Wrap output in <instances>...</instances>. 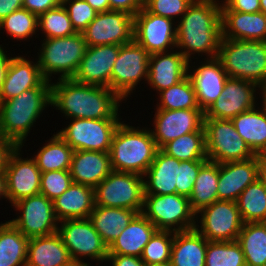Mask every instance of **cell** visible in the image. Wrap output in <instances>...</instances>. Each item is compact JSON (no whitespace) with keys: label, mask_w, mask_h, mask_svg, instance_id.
<instances>
[{"label":"cell","mask_w":266,"mask_h":266,"mask_svg":"<svg viewBox=\"0 0 266 266\" xmlns=\"http://www.w3.org/2000/svg\"><path fill=\"white\" fill-rule=\"evenodd\" d=\"M51 84V105L73 119H118V101L122 98L111 89L70 79Z\"/></svg>","instance_id":"cell-1"},{"label":"cell","mask_w":266,"mask_h":266,"mask_svg":"<svg viewBox=\"0 0 266 266\" xmlns=\"http://www.w3.org/2000/svg\"><path fill=\"white\" fill-rule=\"evenodd\" d=\"M215 0H193L176 28V47L189 62L191 52L216 58L222 39L221 5ZM187 49V50H186ZM191 51V52H190Z\"/></svg>","instance_id":"cell-2"},{"label":"cell","mask_w":266,"mask_h":266,"mask_svg":"<svg viewBox=\"0 0 266 266\" xmlns=\"http://www.w3.org/2000/svg\"><path fill=\"white\" fill-rule=\"evenodd\" d=\"M47 104H51V87H35L0 102V135L21 147Z\"/></svg>","instance_id":"cell-3"},{"label":"cell","mask_w":266,"mask_h":266,"mask_svg":"<svg viewBox=\"0 0 266 266\" xmlns=\"http://www.w3.org/2000/svg\"><path fill=\"white\" fill-rule=\"evenodd\" d=\"M157 151L158 147L150 131L120 123L109 152L112 170L144 176Z\"/></svg>","instance_id":"cell-4"},{"label":"cell","mask_w":266,"mask_h":266,"mask_svg":"<svg viewBox=\"0 0 266 266\" xmlns=\"http://www.w3.org/2000/svg\"><path fill=\"white\" fill-rule=\"evenodd\" d=\"M217 58L228 77L266 86V41L222 38Z\"/></svg>","instance_id":"cell-5"},{"label":"cell","mask_w":266,"mask_h":266,"mask_svg":"<svg viewBox=\"0 0 266 266\" xmlns=\"http://www.w3.org/2000/svg\"><path fill=\"white\" fill-rule=\"evenodd\" d=\"M42 46L38 65L47 81L50 74L55 72L62 73L60 79L73 78L87 48L79 32L67 37L46 38Z\"/></svg>","instance_id":"cell-6"},{"label":"cell","mask_w":266,"mask_h":266,"mask_svg":"<svg viewBox=\"0 0 266 266\" xmlns=\"http://www.w3.org/2000/svg\"><path fill=\"white\" fill-rule=\"evenodd\" d=\"M143 176L112 171L95 188V205L124 208L142 213L144 206Z\"/></svg>","instance_id":"cell-7"},{"label":"cell","mask_w":266,"mask_h":266,"mask_svg":"<svg viewBox=\"0 0 266 266\" xmlns=\"http://www.w3.org/2000/svg\"><path fill=\"white\" fill-rule=\"evenodd\" d=\"M204 130L208 160L227 163L256 156L238 134L232 120L204 118Z\"/></svg>","instance_id":"cell-8"},{"label":"cell","mask_w":266,"mask_h":266,"mask_svg":"<svg viewBox=\"0 0 266 266\" xmlns=\"http://www.w3.org/2000/svg\"><path fill=\"white\" fill-rule=\"evenodd\" d=\"M142 214L150 220L158 230L188 231L195 229L194 218L189 198L177 193L167 195L144 194ZM147 210V211H144Z\"/></svg>","instance_id":"cell-9"},{"label":"cell","mask_w":266,"mask_h":266,"mask_svg":"<svg viewBox=\"0 0 266 266\" xmlns=\"http://www.w3.org/2000/svg\"><path fill=\"white\" fill-rule=\"evenodd\" d=\"M121 122L119 119H73L67 128L58 134L73 149L110 152L115 131Z\"/></svg>","instance_id":"cell-10"},{"label":"cell","mask_w":266,"mask_h":266,"mask_svg":"<svg viewBox=\"0 0 266 266\" xmlns=\"http://www.w3.org/2000/svg\"><path fill=\"white\" fill-rule=\"evenodd\" d=\"M150 54L134 40L120 45L119 54L113 65L110 89L122 99L130 95L135 85L144 76L148 79Z\"/></svg>","instance_id":"cell-11"},{"label":"cell","mask_w":266,"mask_h":266,"mask_svg":"<svg viewBox=\"0 0 266 266\" xmlns=\"http://www.w3.org/2000/svg\"><path fill=\"white\" fill-rule=\"evenodd\" d=\"M21 217L9 222L16 227L25 237L49 236L57 232L53 201L39 193L31 197L20 199L13 204Z\"/></svg>","instance_id":"cell-12"},{"label":"cell","mask_w":266,"mask_h":266,"mask_svg":"<svg viewBox=\"0 0 266 266\" xmlns=\"http://www.w3.org/2000/svg\"><path fill=\"white\" fill-rule=\"evenodd\" d=\"M57 233L68 249L72 260L79 261L78 256H88L97 261L107 260L108 246L87 219H66L61 221Z\"/></svg>","instance_id":"cell-13"},{"label":"cell","mask_w":266,"mask_h":266,"mask_svg":"<svg viewBox=\"0 0 266 266\" xmlns=\"http://www.w3.org/2000/svg\"><path fill=\"white\" fill-rule=\"evenodd\" d=\"M203 213L201 230L195 229L208 241H235L243 226L237 203L230 200H216L201 209Z\"/></svg>","instance_id":"cell-14"},{"label":"cell","mask_w":266,"mask_h":266,"mask_svg":"<svg viewBox=\"0 0 266 266\" xmlns=\"http://www.w3.org/2000/svg\"><path fill=\"white\" fill-rule=\"evenodd\" d=\"M134 17L122 11L99 12L81 32L87 46L124 45L133 41Z\"/></svg>","instance_id":"cell-15"},{"label":"cell","mask_w":266,"mask_h":266,"mask_svg":"<svg viewBox=\"0 0 266 266\" xmlns=\"http://www.w3.org/2000/svg\"><path fill=\"white\" fill-rule=\"evenodd\" d=\"M172 20L142 8L134 16L133 40L150 55L167 52V47L176 46V28L172 29Z\"/></svg>","instance_id":"cell-16"},{"label":"cell","mask_w":266,"mask_h":266,"mask_svg":"<svg viewBox=\"0 0 266 266\" xmlns=\"http://www.w3.org/2000/svg\"><path fill=\"white\" fill-rule=\"evenodd\" d=\"M155 115V132L151 133L158 149L184 134L205 131L201 109H158Z\"/></svg>","instance_id":"cell-17"},{"label":"cell","mask_w":266,"mask_h":266,"mask_svg":"<svg viewBox=\"0 0 266 266\" xmlns=\"http://www.w3.org/2000/svg\"><path fill=\"white\" fill-rule=\"evenodd\" d=\"M19 150L20 146H16L10 153L4 170L7 199L12 204L40 193L42 172L33 158L29 160L19 158Z\"/></svg>","instance_id":"cell-18"},{"label":"cell","mask_w":266,"mask_h":266,"mask_svg":"<svg viewBox=\"0 0 266 266\" xmlns=\"http://www.w3.org/2000/svg\"><path fill=\"white\" fill-rule=\"evenodd\" d=\"M255 87L257 84L252 81L228 77L220 96L204 112V118L231 120L254 108Z\"/></svg>","instance_id":"cell-19"},{"label":"cell","mask_w":266,"mask_h":266,"mask_svg":"<svg viewBox=\"0 0 266 266\" xmlns=\"http://www.w3.org/2000/svg\"><path fill=\"white\" fill-rule=\"evenodd\" d=\"M119 50L120 45L114 44L87 46L73 79L80 83L110 89L112 69Z\"/></svg>","instance_id":"cell-20"},{"label":"cell","mask_w":266,"mask_h":266,"mask_svg":"<svg viewBox=\"0 0 266 266\" xmlns=\"http://www.w3.org/2000/svg\"><path fill=\"white\" fill-rule=\"evenodd\" d=\"M259 178V155L245 160L219 163L218 200L237 201L239 195Z\"/></svg>","instance_id":"cell-21"},{"label":"cell","mask_w":266,"mask_h":266,"mask_svg":"<svg viewBox=\"0 0 266 266\" xmlns=\"http://www.w3.org/2000/svg\"><path fill=\"white\" fill-rule=\"evenodd\" d=\"M222 38L266 41V15L259 11L242 13L221 6ZM228 29V30H227Z\"/></svg>","instance_id":"cell-22"},{"label":"cell","mask_w":266,"mask_h":266,"mask_svg":"<svg viewBox=\"0 0 266 266\" xmlns=\"http://www.w3.org/2000/svg\"><path fill=\"white\" fill-rule=\"evenodd\" d=\"M190 78L198 105L205 112L222 93L228 75L222 67L220 60L211 58L207 63L198 67Z\"/></svg>","instance_id":"cell-23"},{"label":"cell","mask_w":266,"mask_h":266,"mask_svg":"<svg viewBox=\"0 0 266 266\" xmlns=\"http://www.w3.org/2000/svg\"><path fill=\"white\" fill-rule=\"evenodd\" d=\"M35 87H51L41 74L38 62L32 65L23 57L12 58L6 79L0 91V102L19 96L23 91Z\"/></svg>","instance_id":"cell-24"},{"label":"cell","mask_w":266,"mask_h":266,"mask_svg":"<svg viewBox=\"0 0 266 266\" xmlns=\"http://www.w3.org/2000/svg\"><path fill=\"white\" fill-rule=\"evenodd\" d=\"M110 154L100 151H73L70 173L73 183L95 188L111 172Z\"/></svg>","instance_id":"cell-25"},{"label":"cell","mask_w":266,"mask_h":266,"mask_svg":"<svg viewBox=\"0 0 266 266\" xmlns=\"http://www.w3.org/2000/svg\"><path fill=\"white\" fill-rule=\"evenodd\" d=\"M167 54L162 52L149 57L147 80L159 92L183 80L190 67L181 51Z\"/></svg>","instance_id":"cell-26"},{"label":"cell","mask_w":266,"mask_h":266,"mask_svg":"<svg viewBox=\"0 0 266 266\" xmlns=\"http://www.w3.org/2000/svg\"><path fill=\"white\" fill-rule=\"evenodd\" d=\"M144 194L179 195V160L158 149L152 164L145 172Z\"/></svg>","instance_id":"cell-27"},{"label":"cell","mask_w":266,"mask_h":266,"mask_svg":"<svg viewBox=\"0 0 266 266\" xmlns=\"http://www.w3.org/2000/svg\"><path fill=\"white\" fill-rule=\"evenodd\" d=\"M53 206L59 222L66 219H87L95 206L94 188L72 183L53 200Z\"/></svg>","instance_id":"cell-28"},{"label":"cell","mask_w":266,"mask_h":266,"mask_svg":"<svg viewBox=\"0 0 266 266\" xmlns=\"http://www.w3.org/2000/svg\"><path fill=\"white\" fill-rule=\"evenodd\" d=\"M158 229L142 213H138L108 247V254L141 257L146 244Z\"/></svg>","instance_id":"cell-29"},{"label":"cell","mask_w":266,"mask_h":266,"mask_svg":"<svg viewBox=\"0 0 266 266\" xmlns=\"http://www.w3.org/2000/svg\"><path fill=\"white\" fill-rule=\"evenodd\" d=\"M68 249L56 232L29 238L25 266H64L71 261Z\"/></svg>","instance_id":"cell-30"},{"label":"cell","mask_w":266,"mask_h":266,"mask_svg":"<svg viewBox=\"0 0 266 266\" xmlns=\"http://www.w3.org/2000/svg\"><path fill=\"white\" fill-rule=\"evenodd\" d=\"M171 266H205L208 240L196 229L174 232Z\"/></svg>","instance_id":"cell-31"},{"label":"cell","mask_w":266,"mask_h":266,"mask_svg":"<svg viewBox=\"0 0 266 266\" xmlns=\"http://www.w3.org/2000/svg\"><path fill=\"white\" fill-rule=\"evenodd\" d=\"M137 214L130 209L95 205L89 220L109 247Z\"/></svg>","instance_id":"cell-32"},{"label":"cell","mask_w":266,"mask_h":266,"mask_svg":"<svg viewBox=\"0 0 266 266\" xmlns=\"http://www.w3.org/2000/svg\"><path fill=\"white\" fill-rule=\"evenodd\" d=\"M232 122L241 138L255 155L266 154V108L255 107L233 117Z\"/></svg>","instance_id":"cell-33"},{"label":"cell","mask_w":266,"mask_h":266,"mask_svg":"<svg viewBox=\"0 0 266 266\" xmlns=\"http://www.w3.org/2000/svg\"><path fill=\"white\" fill-rule=\"evenodd\" d=\"M218 180L219 163L207 160L198 172L189 197L191 208L196 214L218 200Z\"/></svg>","instance_id":"cell-34"},{"label":"cell","mask_w":266,"mask_h":266,"mask_svg":"<svg viewBox=\"0 0 266 266\" xmlns=\"http://www.w3.org/2000/svg\"><path fill=\"white\" fill-rule=\"evenodd\" d=\"M237 241L246 266H266V222L243 223Z\"/></svg>","instance_id":"cell-35"},{"label":"cell","mask_w":266,"mask_h":266,"mask_svg":"<svg viewBox=\"0 0 266 266\" xmlns=\"http://www.w3.org/2000/svg\"><path fill=\"white\" fill-rule=\"evenodd\" d=\"M29 238L9 221L0 225V266H25Z\"/></svg>","instance_id":"cell-36"},{"label":"cell","mask_w":266,"mask_h":266,"mask_svg":"<svg viewBox=\"0 0 266 266\" xmlns=\"http://www.w3.org/2000/svg\"><path fill=\"white\" fill-rule=\"evenodd\" d=\"M236 203L243 223L266 222V186L259 178L244 189Z\"/></svg>","instance_id":"cell-37"},{"label":"cell","mask_w":266,"mask_h":266,"mask_svg":"<svg viewBox=\"0 0 266 266\" xmlns=\"http://www.w3.org/2000/svg\"><path fill=\"white\" fill-rule=\"evenodd\" d=\"M73 149L57 133L43 146L34 160L41 172L70 170Z\"/></svg>","instance_id":"cell-38"},{"label":"cell","mask_w":266,"mask_h":266,"mask_svg":"<svg viewBox=\"0 0 266 266\" xmlns=\"http://www.w3.org/2000/svg\"><path fill=\"white\" fill-rule=\"evenodd\" d=\"M161 150L181 162L208 160L205 150V131L184 134L165 144Z\"/></svg>","instance_id":"cell-39"},{"label":"cell","mask_w":266,"mask_h":266,"mask_svg":"<svg viewBox=\"0 0 266 266\" xmlns=\"http://www.w3.org/2000/svg\"><path fill=\"white\" fill-rule=\"evenodd\" d=\"M205 266H246L241 245L235 241H208Z\"/></svg>","instance_id":"cell-40"},{"label":"cell","mask_w":266,"mask_h":266,"mask_svg":"<svg viewBox=\"0 0 266 266\" xmlns=\"http://www.w3.org/2000/svg\"><path fill=\"white\" fill-rule=\"evenodd\" d=\"M160 92L161 104L159 103L158 109H200L192 82L188 76Z\"/></svg>","instance_id":"cell-41"},{"label":"cell","mask_w":266,"mask_h":266,"mask_svg":"<svg viewBox=\"0 0 266 266\" xmlns=\"http://www.w3.org/2000/svg\"><path fill=\"white\" fill-rule=\"evenodd\" d=\"M38 27L46 33V38L67 37L77 33L62 4L41 14L38 17Z\"/></svg>","instance_id":"cell-42"},{"label":"cell","mask_w":266,"mask_h":266,"mask_svg":"<svg viewBox=\"0 0 266 266\" xmlns=\"http://www.w3.org/2000/svg\"><path fill=\"white\" fill-rule=\"evenodd\" d=\"M173 230H157L143 249L144 264L169 263L173 244ZM172 235V238H169Z\"/></svg>","instance_id":"cell-43"},{"label":"cell","mask_w":266,"mask_h":266,"mask_svg":"<svg viewBox=\"0 0 266 266\" xmlns=\"http://www.w3.org/2000/svg\"><path fill=\"white\" fill-rule=\"evenodd\" d=\"M37 27L38 16L24 8L16 10L0 21V28H5L11 37L21 40L33 35Z\"/></svg>","instance_id":"cell-44"},{"label":"cell","mask_w":266,"mask_h":266,"mask_svg":"<svg viewBox=\"0 0 266 266\" xmlns=\"http://www.w3.org/2000/svg\"><path fill=\"white\" fill-rule=\"evenodd\" d=\"M72 183L70 170L42 172L40 193L53 201L65 192Z\"/></svg>","instance_id":"cell-45"},{"label":"cell","mask_w":266,"mask_h":266,"mask_svg":"<svg viewBox=\"0 0 266 266\" xmlns=\"http://www.w3.org/2000/svg\"><path fill=\"white\" fill-rule=\"evenodd\" d=\"M71 1L72 0H61V4L65 6L67 2L71 3L70 6L68 8L65 7V9L70 17L73 28L76 32L81 33L87 28L98 12L85 0Z\"/></svg>","instance_id":"cell-46"},{"label":"cell","mask_w":266,"mask_h":266,"mask_svg":"<svg viewBox=\"0 0 266 266\" xmlns=\"http://www.w3.org/2000/svg\"><path fill=\"white\" fill-rule=\"evenodd\" d=\"M206 161H179V195L190 197L198 172Z\"/></svg>","instance_id":"cell-47"},{"label":"cell","mask_w":266,"mask_h":266,"mask_svg":"<svg viewBox=\"0 0 266 266\" xmlns=\"http://www.w3.org/2000/svg\"><path fill=\"white\" fill-rule=\"evenodd\" d=\"M192 2L193 0H153L145 8L150 13L172 19L176 15H183Z\"/></svg>","instance_id":"cell-48"},{"label":"cell","mask_w":266,"mask_h":266,"mask_svg":"<svg viewBox=\"0 0 266 266\" xmlns=\"http://www.w3.org/2000/svg\"><path fill=\"white\" fill-rule=\"evenodd\" d=\"M61 4V0H23V8L38 17Z\"/></svg>","instance_id":"cell-49"},{"label":"cell","mask_w":266,"mask_h":266,"mask_svg":"<svg viewBox=\"0 0 266 266\" xmlns=\"http://www.w3.org/2000/svg\"><path fill=\"white\" fill-rule=\"evenodd\" d=\"M224 3L231 11L242 13H255L260 11L259 0H225Z\"/></svg>","instance_id":"cell-50"},{"label":"cell","mask_w":266,"mask_h":266,"mask_svg":"<svg viewBox=\"0 0 266 266\" xmlns=\"http://www.w3.org/2000/svg\"><path fill=\"white\" fill-rule=\"evenodd\" d=\"M110 11H122L131 16H135L141 8L136 0H109Z\"/></svg>","instance_id":"cell-51"},{"label":"cell","mask_w":266,"mask_h":266,"mask_svg":"<svg viewBox=\"0 0 266 266\" xmlns=\"http://www.w3.org/2000/svg\"><path fill=\"white\" fill-rule=\"evenodd\" d=\"M107 260H111L113 266H145L140 257L120 254H108Z\"/></svg>","instance_id":"cell-52"},{"label":"cell","mask_w":266,"mask_h":266,"mask_svg":"<svg viewBox=\"0 0 266 266\" xmlns=\"http://www.w3.org/2000/svg\"><path fill=\"white\" fill-rule=\"evenodd\" d=\"M15 147L16 145L12 141L0 135V171L5 170L8 157Z\"/></svg>","instance_id":"cell-53"},{"label":"cell","mask_w":266,"mask_h":266,"mask_svg":"<svg viewBox=\"0 0 266 266\" xmlns=\"http://www.w3.org/2000/svg\"><path fill=\"white\" fill-rule=\"evenodd\" d=\"M21 8H23V0H0V21Z\"/></svg>","instance_id":"cell-54"},{"label":"cell","mask_w":266,"mask_h":266,"mask_svg":"<svg viewBox=\"0 0 266 266\" xmlns=\"http://www.w3.org/2000/svg\"><path fill=\"white\" fill-rule=\"evenodd\" d=\"M11 60L12 58H8L4 50L0 46V91L6 79L8 67H9Z\"/></svg>","instance_id":"cell-55"},{"label":"cell","mask_w":266,"mask_h":266,"mask_svg":"<svg viewBox=\"0 0 266 266\" xmlns=\"http://www.w3.org/2000/svg\"><path fill=\"white\" fill-rule=\"evenodd\" d=\"M92 6L98 13L110 11L109 0H85Z\"/></svg>","instance_id":"cell-56"},{"label":"cell","mask_w":266,"mask_h":266,"mask_svg":"<svg viewBox=\"0 0 266 266\" xmlns=\"http://www.w3.org/2000/svg\"><path fill=\"white\" fill-rule=\"evenodd\" d=\"M259 179L266 186V154L259 155Z\"/></svg>","instance_id":"cell-57"},{"label":"cell","mask_w":266,"mask_h":266,"mask_svg":"<svg viewBox=\"0 0 266 266\" xmlns=\"http://www.w3.org/2000/svg\"><path fill=\"white\" fill-rule=\"evenodd\" d=\"M0 196L7 198L5 171H0Z\"/></svg>","instance_id":"cell-58"},{"label":"cell","mask_w":266,"mask_h":266,"mask_svg":"<svg viewBox=\"0 0 266 266\" xmlns=\"http://www.w3.org/2000/svg\"><path fill=\"white\" fill-rule=\"evenodd\" d=\"M64 266H89L87 263L82 262L81 260H71L68 264Z\"/></svg>","instance_id":"cell-59"},{"label":"cell","mask_w":266,"mask_h":266,"mask_svg":"<svg viewBox=\"0 0 266 266\" xmlns=\"http://www.w3.org/2000/svg\"><path fill=\"white\" fill-rule=\"evenodd\" d=\"M139 7L142 9V8H145L150 2H152L153 0H136Z\"/></svg>","instance_id":"cell-60"},{"label":"cell","mask_w":266,"mask_h":266,"mask_svg":"<svg viewBox=\"0 0 266 266\" xmlns=\"http://www.w3.org/2000/svg\"><path fill=\"white\" fill-rule=\"evenodd\" d=\"M260 2V11L266 15V0H259Z\"/></svg>","instance_id":"cell-61"},{"label":"cell","mask_w":266,"mask_h":266,"mask_svg":"<svg viewBox=\"0 0 266 266\" xmlns=\"http://www.w3.org/2000/svg\"><path fill=\"white\" fill-rule=\"evenodd\" d=\"M145 266H171L169 263H154V264H145Z\"/></svg>","instance_id":"cell-62"},{"label":"cell","mask_w":266,"mask_h":266,"mask_svg":"<svg viewBox=\"0 0 266 266\" xmlns=\"http://www.w3.org/2000/svg\"><path fill=\"white\" fill-rule=\"evenodd\" d=\"M262 89H263V91H264V92H263V97H264V98H263V99H264V100H263V101H264V102H263V104H264L263 106H265V108H266V86H265V87H262Z\"/></svg>","instance_id":"cell-63"}]
</instances>
